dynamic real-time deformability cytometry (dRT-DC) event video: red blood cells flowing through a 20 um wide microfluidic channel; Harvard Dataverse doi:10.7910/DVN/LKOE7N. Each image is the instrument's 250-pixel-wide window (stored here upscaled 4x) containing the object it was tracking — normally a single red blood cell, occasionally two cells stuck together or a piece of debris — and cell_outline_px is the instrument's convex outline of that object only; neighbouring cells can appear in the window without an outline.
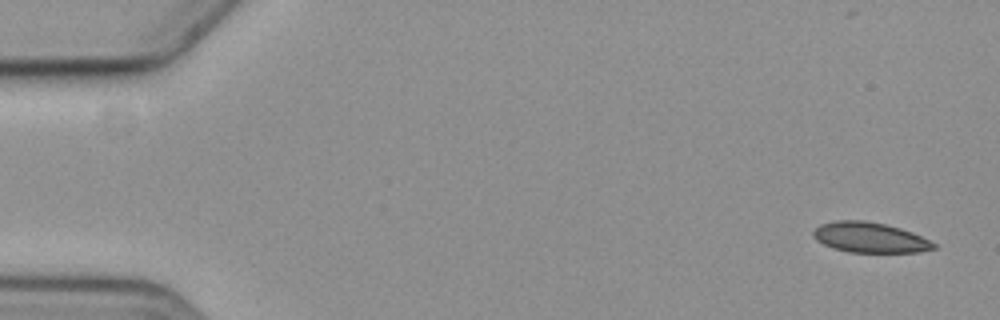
{"species": "common noctule bat (a hibernating species)", "species_latin": "Nyctalus noctula", "temperature_condition": "cold", "stored_images_in_passage": 57, "camera_frame_rate_fps": 3000, "um_per_image_px": 0.085, "animal": {"sex": "female", "body_mass_g": 19.3, "forearm_length_mm": 54.1}, "frame": {"image": 1, "passage_image": 1, "time_ms": 0.0, "image_size_px": [1000, 320], "cell_outline_px": [[936, 248], [920, 252], [848, 252], [832, 248], [816, 240], [812, 236], [812, 232], [820, 224], [836, 220], [864, 220], [884, 224], [900, 228], [912, 232], [936, 244]], "centroid_in_image_um": [73.9, 20.18], "position_along_channel_um": 11.1, "area_um2": 21.21}}
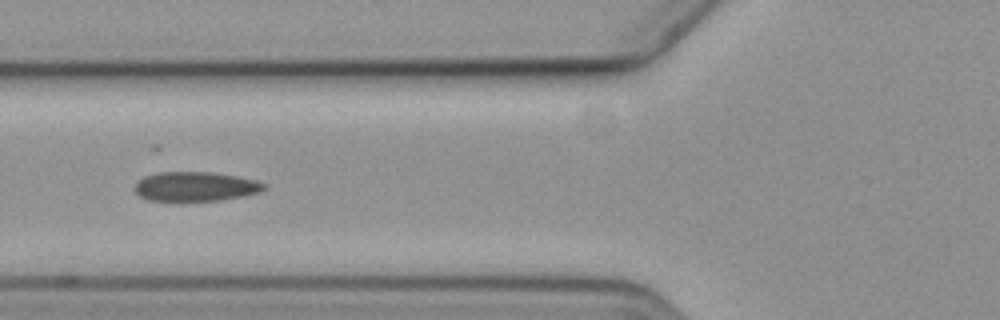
{"frame": {"image": 2, "passage_image": 21, "time_ms": 6.667, "image_size_px": [1000, 320], "cell_outline_px": [[264, 188], [260, 192], [244, 196], [220, 200], [180, 204], [172, 204], [148, 200], [140, 196], [132, 188], [144, 176], [160, 172], [212, 172], [236, 176], [256, 180], [264, 184]], "centroid_in_image_um": [16.54, 15.91], "position_along_channel_um": 109.3, "area_um2": 23.06}}
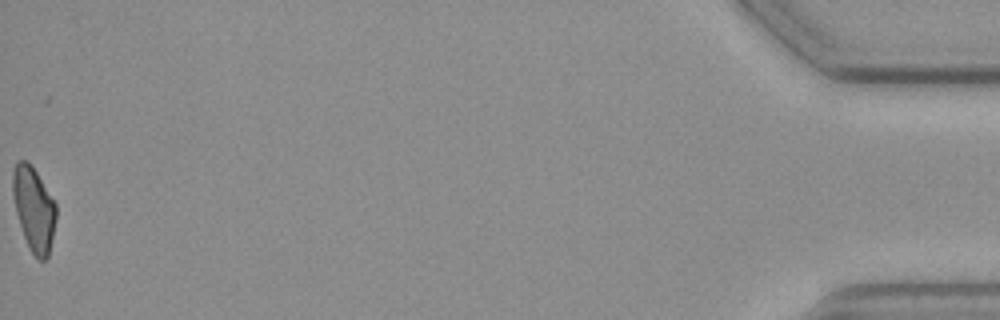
{"frame": {"image": 3, "passage_image": 57, "time_ms": 18.667, "image_size_px": [1000, 320], "cell_outline_px": [[56, 220], [48, 256], [44, 260], [40, 260], [28, 248], [16, 212], [12, 192], [12, 172], [16, 164], [20, 160], [28, 160], [36, 172], [56, 204]], "centroid_in_image_um": [2.86, 17.75], "position_along_channel_um": 432.3, "area_um2": 20.98}, "authors_computed_cell_mechanics": {"area_um2": 22.1374, "velocity_mm_per_s": 3.5847, "shape_relaxation_time_tau1_ms": 9.5702, "shape_relaxation_time_tau2_ms": 4.5093, "deformation_change_tau1": 0.1486, "deformation_change_tau2": 0.0921}}